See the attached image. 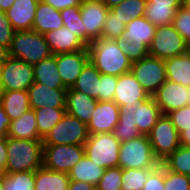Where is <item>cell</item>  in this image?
I'll list each match as a JSON object with an SVG mask.
<instances>
[{"mask_svg": "<svg viewBox=\"0 0 190 190\" xmlns=\"http://www.w3.org/2000/svg\"><path fill=\"white\" fill-rule=\"evenodd\" d=\"M161 115L153 96L146 100H137L132 106L121 105L120 117L113 134L121 143L141 135L147 136Z\"/></svg>", "mask_w": 190, "mask_h": 190, "instance_id": "obj_1", "label": "cell"}, {"mask_svg": "<svg viewBox=\"0 0 190 190\" xmlns=\"http://www.w3.org/2000/svg\"><path fill=\"white\" fill-rule=\"evenodd\" d=\"M89 61L101 74L120 76L131 72L132 62L116 40L99 38L88 46Z\"/></svg>", "mask_w": 190, "mask_h": 190, "instance_id": "obj_2", "label": "cell"}, {"mask_svg": "<svg viewBox=\"0 0 190 190\" xmlns=\"http://www.w3.org/2000/svg\"><path fill=\"white\" fill-rule=\"evenodd\" d=\"M42 140L7 137L6 173L35 172L43 166Z\"/></svg>", "mask_w": 190, "mask_h": 190, "instance_id": "obj_3", "label": "cell"}, {"mask_svg": "<svg viewBox=\"0 0 190 190\" xmlns=\"http://www.w3.org/2000/svg\"><path fill=\"white\" fill-rule=\"evenodd\" d=\"M53 55L45 36L34 30L15 31L9 47V56L31 65Z\"/></svg>", "mask_w": 190, "mask_h": 190, "instance_id": "obj_4", "label": "cell"}, {"mask_svg": "<svg viewBox=\"0 0 190 190\" xmlns=\"http://www.w3.org/2000/svg\"><path fill=\"white\" fill-rule=\"evenodd\" d=\"M118 157V166L122 169H154L161 164L155 157L146 135L122 142Z\"/></svg>", "mask_w": 190, "mask_h": 190, "instance_id": "obj_5", "label": "cell"}, {"mask_svg": "<svg viewBox=\"0 0 190 190\" xmlns=\"http://www.w3.org/2000/svg\"><path fill=\"white\" fill-rule=\"evenodd\" d=\"M120 144L113 133L90 134L84 144L85 155L104 169L118 167Z\"/></svg>", "mask_w": 190, "mask_h": 190, "instance_id": "obj_6", "label": "cell"}, {"mask_svg": "<svg viewBox=\"0 0 190 190\" xmlns=\"http://www.w3.org/2000/svg\"><path fill=\"white\" fill-rule=\"evenodd\" d=\"M87 124L65 113L42 139L43 145H84L89 137Z\"/></svg>", "mask_w": 190, "mask_h": 190, "instance_id": "obj_7", "label": "cell"}, {"mask_svg": "<svg viewBox=\"0 0 190 190\" xmlns=\"http://www.w3.org/2000/svg\"><path fill=\"white\" fill-rule=\"evenodd\" d=\"M147 136L160 163L180 146L179 133L167 115H161Z\"/></svg>", "mask_w": 190, "mask_h": 190, "instance_id": "obj_8", "label": "cell"}, {"mask_svg": "<svg viewBox=\"0 0 190 190\" xmlns=\"http://www.w3.org/2000/svg\"><path fill=\"white\" fill-rule=\"evenodd\" d=\"M84 155V145H43V167L69 173Z\"/></svg>", "mask_w": 190, "mask_h": 190, "instance_id": "obj_9", "label": "cell"}, {"mask_svg": "<svg viewBox=\"0 0 190 190\" xmlns=\"http://www.w3.org/2000/svg\"><path fill=\"white\" fill-rule=\"evenodd\" d=\"M131 73L149 96H153L167 80L164 60L151 55L133 62Z\"/></svg>", "mask_w": 190, "mask_h": 190, "instance_id": "obj_10", "label": "cell"}, {"mask_svg": "<svg viewBox=\"0 0 190 190\" xmlns=\"http://www.w3.org/2000/svg\"><path fill=\"white\" fill-rule=\"evenodd\" d=\"M187 51L188 44L172 24L156 27V33L149 47V55L165 60L182 55Z\"/></svg>", "mask_w": 190, "mask_h": 190, "instance_id": "obj_11", "label": "cell"}, {"mask_svg": "<svg viewBox=\"0 0 190 190\" xmlns=\"http://www.w3.org/2000/svg\"><path fill=\"white\" fill-rule=\"evenodd\" d=\"M0 83L3 91H28L34 83L33 65L9 56L0 68Z\"/></svg>", "mask_w": 190, "mask_h": 190, "instance_id": "obj_12", "label": "cell"}, {"mask_svg": "<svg viewBox=\"0 0 190 190\" xmlns=\"http://www.w3.org/2000/svg\"><path fill=\"white\" fill-rule=\"evenodd\" d=\"M103 1H84L80 4L83 21V43L88 46L92 41L102 38V30L108 13Z\"/></svg>", "mask_w": 190, "mask_h": 190, "instance_id": "obj_13", "label": "cell"}, {"mask_svg": "<svg viewBox=\"0 0 190 190\" xmlns=\"http://www.w3.org/2000/svg\"><path fill=\"white\" fill-rule=\"evenodd\" d=\"M163 115L190 105V86L166 80L153 95Z\"/></svg>", "mask_w": 190, "mask_h": 190, "instance_id": "obj_14", "label": "cell"}, {"mask_svg": "<svg viewBox=\"0 0 190 190\" xmlns=\"http://www.w3.org/2000/svg\"><path fill=\"white\" fill-rule=\"evenodd\" d=\"M89 61V51L83 50L56 54V64L64 86L72 88L83 67Z\"/></svg>", "mask_w": 190, "mask_h": 190, "instance_id": "obj_15", "label": "cell"}, {"mask_svg": "<svg viewBox=\"0 0 190 190\" xmlns=\"http://www.w3.org/2000/svg\"><path fill=\"white\" fill-rule=\"evenodd\" d=\"M88 123L89 134L113 133L120 117V107L114 101H98Z\"/></svg>", "mask_w": 190, "mask_h": 190, "instance_id": "obj_16", "label": "cell"}, {"mask_svg": "<svg viewBox=\"0 0 190 190\" xmlns=\"http://www.w3.org/2000/svg\"><path fill=\"white\" fill-rule=\"evenodd\" d=\"M30 108H66L67 89H53L34 82L28 89Z\"/></svg>", "mask_w": 190, "mask_h": 190, "instance_id": "obj_17", "label": "cell"}, {"mask_svg": "<svg viewBox=\"0 0 190 190\" xmlns=\"http://www.w3.org/2000/svg\"><path fill=\"white\" fill-rule=\"evenodd\" d=\"M149 97V94L131 72L118 76L113 101L119 107L121 105L132 106L137 100H146Z\"/></svg>", "mask_w": 190, "mask_h": 190, "instance_id": "obj_18", "label": "cell"}, {"mask_svg": "<svg viewBox=\"0 0 190 190\" xmlns=\"http://www.w3.org/2000/svg\"><path fill=\"white\" fill-rule=\"evenodd\" d=\"M39 0H15L6 11L7 18L15 31L33 30L35 11Z\"/></svg>", "mask_w": 190, "mask_h": 190, "instance_id": "obj_19", "label": "cell"}, {"mask_svg": "<svg viewBox=\"0 0 190 190\" xmlns=\"http://www.w3.org/2000/svg\"><path fill=\"white\" fill-rule=\"evenodd\" d=\"M97 102L83 92L72 88L67 89L66 112L87 125L91 120V113L95 110Z\"/></svg>", "mask_w": 190, "mask_h": 190, "instance_id": "obj_20", "label": "cell"}, {"mask_svg": "<svg viewBox=\"0 0 190 190\" xmlns=\"http://www.w3.org/2000/svg\"><path fill=\"white\" fill-rule=\"evenodd\" d=\"M46 42L53 55L58 53L75 52L85 49L87 46L77 38L69 29L61 27L44 34Z\"/></svg>", "mask_w": 190, "mask_h": 190, "instance_id": "obj_21", "label": "cell"}, {"mask_svg": "<svg viewBox=\"0 0 190 190\" xmlns=\"http://www.w3.org/2000/svg\"><path fill=\"white\" fill-rule=\"evenodd\" d=\"M63 26L64 22L60 11L39 0L35 11L33 30L44 35L52 30H59Z\"/></svg>", "mask_w": 190, "mask_h": 190, "instance_id": "obj_22", "label": "cell"}, {"mask_svg": "<svg viewBox=\"0 0 190 190\" xmlns=\"http://www.w3.org/2000/svg\"><path fill=\"white\" fill-rule=\"evenodd\" d=\"M155 33L156 26L141 16L126 25L122 38L128 44H146L150 47Z\"/></svg>", "mask_w": 190, "mask_h": 190, "instance_id": "obj_23", "label": "cell"}, {"mask_svg": "<svg viewBox=\"0 0 190 190\" xmlns=\"http://www.w3.org/2000/svg\"><path fill=\"white\" fill-rule=\"evenodd\" d=\"M34 82L42 83L53 89H67L59 75L56 64V54L43 59L41 62L33 65Z\"/></svg>", "mask_w": 190, "mask_h": 190, "instance_id": "obj_24", "label": "cell"}, {"mask_svg": "<svg viewBox=\"0 0 190 190\" xmlns=\"http://www.w3.org/2000/svg\"><path fill=\"white\" fill-rule=\"evenodd\" d=\"M0 105L10 120L21 117L30 110L29 94L25 90L2 91L0 95Z\"/></svg>", "mask_w": 190, "mask_h": 190, "instance_id": "obj_25", "label": "cell"}, {"mask_svg": "<svg viewBox=\"0 0 190 190\" xmlns=\"http://www.w3.org/2000/svg\"><path fill=\"white\" fill-rule=\"evenodd\" d=\"M7 137L16 139L42 140L38 134L35 111L30 109L21 117L12 120L8 129Z\"/></svg>", "mask_w": 190, "mask_h": 190, "instance_id": "obj_26", "label": "cell"}, {"mask_svg": "<svg viewBox=\"0 0 190 190\" xmlns=\"http://www.w3.org/2000/svg\"><path fill=\"white\" fill-rule=\"evenodd\" d=\"M164 63L167 80L183 86H190V53L188 51L182 55L165 59Z\"/></svg>", "mask_w": 190, "mask_h": 190, "instance_id": "obj_27", "label": "cell"}, {"mask_svg": "<svg viewBox=\"0 0 190 190\" xmlns=\"http://www.w3.org/2000/svg\"><path fill=\"white\" fill-rule=\"evenodd\" d=\"M70 178L68 173L38 168L35 171L34 190H68Z\"/></svg>", "mask_w": 190, "mask_h": 190, "instance_id": "obj_28", "label": "cell"}, {"mask_svg": "<svg viewBox=\"0 0 190 190\" xmlns=\"http://www.w3.org/2000/svg\"><path fill=\"white\" fill-rule=\"evenodd\" d=\"M105 169L91 161L86 155L69 171L71 181H85L96 187Z\"/></svg>", "mask_w": 190, "mask_h": 190, "instance_id": "obj_29", "label": "cell"}, {"mask_svg": "<svg viewBox=\"0 0 190 190\" xmlns=\"http://www.w3.org/2000/svg\"><path fill=\"white\" fill-rule=\"evenodd\" d=\"M101 73L88 61L83 67L72 89L83 92L99 101V84Z\"/></svg>", "mask_w": 190, "mask_h": 190, "instance_id": "obj_30", "label": "cell"}, {"mask_svg": "<svg viewBox=\"0 0 190 190\" xmlns=\"http://www.w3.org/2000/svg\"><path fill=\"white\" fill-rule=\"evenodd\" d=\"M37 129L43 139L47 133L62 119L66 108L42 107L35 109Z\"/></svg>", "mask_w": 190, "mask_h": 190, "instance_id": "obj_31", "label": "cell"}, {"mask_svg": "<svg viewBox=\"0 0 190 190\" xmlns=\"http://www.w3.org/2000/svg\"><path fill=\"white\" fill-rule=\"evenodd\" d=\"M161 164L169 171L190 176V146H179Z\"/></svg>", "mask_w": 190, "mask_h": 190, "instance_id": "obj_32", "label": "cell"}, {"mask_svg": "<svg viewBox=\"0 0 190 190\" xmlns=\"http://www.w3.org/2000/svg\"><path fill=\"white\" fill-rule=\"evenodd\" d=\"M147 0H127L110 9L127 25L132 20L144 16Z\"/></svg>", "mask_w": 190, "mask_h": 190, "instance_id": "obj_33", "label": "cell"}, {"mask_svg": "<svg viewBox=\"0 0 190 190\" xmlns=\"http://www.w3.org/2000/svg\"><path fill=\"white\" fill-rule=\"evenodd\" d=\"M179 8L181 7L146 5L144 17L156 27L171 25Z\"/></svg>", "mask_w": 190, "mask_h": 190, "instance_id": "obj_34", "label": "cell"}, {"mask_svg": "<svg viewBox=\"0 0 190 190\" xmlns=\"http://www.w3.org/2000/svg\"><path fill=\"white\" fill-rule=\"evenodd\" d=\"M35 172H15L4 174V190H34Z\"/></svg>", "mask_w": 190, "mask_h": 190, "instance_id": "obj_35", "label": "cell"}, {"mask_svg": "<svg viewBox=\"0 0 190 190\" xmlns=\"http://www.w3.org/2000/svg\"><path fill=\"white\" fill-rule=\"evenodd\" d=\"M153 169H122V190H142Z\"/></svg>", "mask_w": 190, "mask_h": 190, "instance_id": "obj_36", "label": "cell"}, {"mask_svg": "<svg viewBox=\"0 0 190 190\" xmlns=\"http://www.w3.org/2000/svg\"><path fill=\"white\" fill-rule=\"evenodd\" d=\"M64 27L69 29L77 38L83 42V21L81 18L80 7H69L60 10Z\"/></svg>", "mask_w": 190, "mask_h": 190, "instance_id": "obj_37", "label": "cell"}, {"mask_svg": "<svg viewBox=\"0 0 190 190\" xmlns=\"http://www.w3.org/2000/svg\"><path fill=\"white\" fill-rule=\"evenodd\" d=\"M122 168H107L104 171L99 183L96 185L97 190H122Z\"/></svg>", "mask_w": 190, "mask_h": 190, "instance_id": "obj_38", "label": "cell"}, {"mask_svg": "<svg viewBox=\"0 0 190 190\" xmlns=\"http://www.w3.org/2000/svg\"><path fill=\"white\" fill-rule=\"evenodd\" d=\"M125 29L126 25L109 9L102 30V38L111 40L121 38Z\"/></svg>", "mask_w": 190, "mask_h": 190, "instance_id": "obj_39", "label": "cell"}, {"mask_svg": "<svg viewBox=\"0 0 190 190\" xmlns=\"http://www.w3.org/2000/svg\"><path fill=\"white\" fill-rule=\"evenodd\" d=\"M115 40L118 47L128 56L132 63L149 55V47L146 44H128L122 37Z\"/></svg>", "mask_w": 190, "mask_h": 190, "instance_id": "obj_40", "label": "cell"}, {"mask_svg": "<svg viewBox=\"0 0 190 190\" xmlns=\"http://www.w3.org/2000/svg\"><path fill=\"white\" fill-rule=\"evenodd\" d=\"M165 190H190V176L173 171L164 167Z\"/></svg>", "mask_w": 190, "mask_h": 190, "instance_id": "obj_41", "label": "cell"}, {"mask_svg": "<svg viewBox=\"0 0 190 190\" xmlns=\"http://www.w3.org/2000/svg\"><path fill=\"white\" fill-rule=\"evenodd\" d=\"M173 27L182 36L184 41L190 44V14L182 7L179 8L174 17Z\"/></svg>", "mask_w": 190, "mask_h": 190, "instance_id": "obj_42", "label": "cell"}, {"mask_svg": "<svg viewBox=\"0 0 190 190\" xmlns=\"http://www.w3.org/2000/svg\"><path fill=\"white\" fill-rule=\"evenodd\" d=\"M118 76L101 74L99 84V101H113Z\"/></svg>", "mask_w": 190, "mask_h": 190, "instance_id": "obj_43", "label": "cell"}, {"mask_svg": "<svg viewBox=\"0 0 190 190\" xmlns=\"http://www.w3.org/2000/svg\"><path fill=\"white\" fill-rule=\"evenodd\" d=\"M178 133L190 128V105L173 110L166 114Z\"/></svg>", "mask_w": 190, "mask_h": 190, "instance_id": "obj_44", "label": "cell"}, {"mask_svg": "<svg viewBox=\"0 0 190 190\" xmlns=\"http://www.w3.org/2000/svg\"><path fill=\"white\" fill-rule=\"evenodd\" d=\"M142 190H165L164 187V166L159 164L150 173Z\"/></svg>", "mask_w": 190, "mask_h": 190, "instance_id": "obj_45", "label": "cell"}, {"mask_svg": "<svg viewBox=\"0 0 190 190\" xmlns=\"http://www.w3.org/2000/svg\"><path fill=\"white\" fill-rule=\"evenodd\" d=\"M15 30L5 11H0V45L9 49Z\"/></svg>", "mask_w": 190, "mask_h": 190, "instance_id": "obj_46", "label": "cell"}, {"mask_svg": "<svg viewBox=\"0 0 190 190\" xmlns=\"http://www.w3.org/2000/svg\"><path fill=\"white\" fill-rule=\"evenodd\" d=\"M56 10H63L69 7H80L81 0H42Z\"/></svg>", "mask_w": 190, "mask_h": 190, "instance_id": "obj_47", "label": "cell"}, {"mask_svg": "<svg viewBox=\"0 0 190 190\" xmlns=\"http://www.w3.org/2000/svg\"><path fill=\"white\" fill-rule=\"evenodd\" d=\"M7 137H0V175L6 174Z\"/></svg>", "mask_w": 190, "mask_h": 190, "instance_id": "obj_48", "label": "cell"}, {"mask_svg": "<svg viewBox=\"0 0 190 190\" xmlns=\"http://www.w3.org/2000/svg\"><path fill=\"white\" fill-rule=\"evenodd\" d=\"M10 123V117L5 113L3 107L0 105V137H7Z\"/></svg>", "mask_w": 190, "mask_h": 190, "instance_id": "obj_49", "label": "cell"}, {"mask_svg": "<svg viewBox=\"0 0 190 190\" xmlns=\"http://www.w3.org/2000/svg\"><path fill=\"white\" fill-rule=\"evenodd\" d=\"M183 0H147L146 5H162L169 7H182Z\"/></svg>", "mask_w": 190, "mask_h": 190, "instance_id": "obj_50", "label": "cell"}, {"mask_svg": "<svg viewBox=\"0 0 190 190\" xmlns=\"http://www.w3.org/2000/svg\"><path fill=\"white\" fill-rule=\"evenodd\" d=\"M96 187L85 181H70L68 190H94Z\"/></svg>", "mask_w": 190, "mask_h": 190, "instance_id": "obj_51", "label": "cell"}, {"mask_svg": "<svg viewBox=\"0 0 190 190\" xmlns=\"http://www.w3.org/2000/svg\"><path fill=\"white\" fill-rule=\"evenodd\" d=\"M179 141L181 146H190V128L179 133Z\"/></svg>", "mask_w": 190, "mask_h": 190, "instance_id": "obj_52", "label": "cell"}, {"mask_svg": "<svg viewBox=\"0 0 190 190\" xmlns=\"http://www.w3.org/2000/svg\"><path fill=\"white\" fill-rule=\"evenodd\" d=\"M9 58V49L0 45V68L5 64Z\"/></svg>", "mask_w": 190, "mask_h": 190, "instance_id": "obj_53", "label": "cell"}, {"mask_svg": "<svg viewBox=\"0 0 190 190\" xmlns=\"http://www.w3.org/2000/svg\"><path fill=\"white\" fill-rule=\"evenodd\" d=\"M14 2L15 0H0V11L6 12L9 8H11Z\"/></svg>", "mask_w": 190, "mask_h": 190, "instance_id": "obj_54", "label": "cell"}, {"mask_svg": "<svg viewBox=\"0 0 190 190\" xmlns=\"http://www.w3.org/2000/svg\"><path fill=\"white\" fill-rule=\"evenodd\" d=\"M127 0H103V3L108 7V9H112L113 7L123 3Z\"/></svg>", "mask_w": 190, "mask_h": 190, "instance_id": "obj_55", "label": "cell"}, {"mask_svg": "<svg viewBox=\"0 0 190 190\" xmlns=\"http://www.w3.org/2000/svg\"><path fill=\"white\" fill-rule=\"evenodd\" d=\"M182 8L190 14V0H183Z\"/></svg>", "mask_w": 190, "mask_h": 190, "instance_id": "obj_56", "label": "cell"}, {"mask_svg": "<svg viewBox=\"0 0 190 190\" xmlns=\"http://www.w3.org/2000/svg\"><path fill=\"white\" fill-rule=\"evenodd\" d=\"M0 190H4V175H0Z\"/></svg>", "mask_w": 190, "mask_h": 190, "instance_id": "obj_57", "label": "cell"}, {"mask_svg": "<svg viewBox=\"0 0 190 190\" xmlns=\"http://www.w3.org/2000/svg\"><path fill=\"white\" fill-rule=\"evenodd\" d=\"M82 2L84 1H92V2H97V1H103V0H81Z\"/></svg>", "mask_w": 190, "mask_h": 190, "instance_id": "obj_58", "label": "cell"}, {"mask_svg": "<svg viewBox=\"0 0 190 190\" xmlns=\"http://www.w3.org/2000/svg\"><path fill=\"white\" fill-rule=\"evenodd\" d=\"M2 91H3V90H2V87H1V83H0V95H1Z\"/></svg>", "mask_w": 190, "mask_h": 190, "instance_id": "obj_59", "label": "cell"}, {"mask_svg": "<svg viewBox=\"0 0 190 190\" xmlns=\"http://www.w3.org/2000/svg\"><path fill=\"white\" fill-rule=\"evenodd\" d=\"M188 52L190 53V44L188 45Z\"/></svg>", "mask_w": 190, "mask_h": 190, "instance_id": "obj_60", "label": "cell"}]
</instances>
